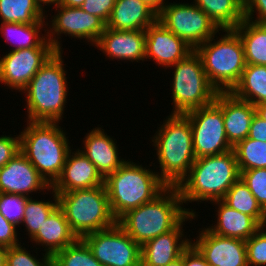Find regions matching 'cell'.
I'll return each mask as SVG.
<instances>
[{
    "label": "cell",
    "instance_id": "8",
    "mask_svg": "<svg viewBox=\"0 0 266 266\" xmlns=\"http://www.w3.org/2000/svg\"><path fill=\"white\" fill-rule=\"evenodd\" d=\"M58 207L64 212L77 238L108 229L117 223L105 185L57 194Z\"/></svg>",
    "mask_w": 266,
    "mask_h": 266
},
{
    "label": "cell",
    "instance_id": "35",
    "mask_svg": "<svg viewBox=\"0 0 266 266\" xmlns=\"http://www.w3.org/2000/svg\"><path fill=\"white\" fill-rule=\"evenodd\" d=\"M27 198L16 194L0 193V213L8 222L18 226L24 218Z\"/></svg>",
    "mask_w": 266,
    "mask_h": 266
},
{
    "label": "cell",
    "instance_id": "16",
    "mask_svg": "<svg viewBox=\"0 0 266 266\" xmlns=\"http://www.w3.org/2000/svg\"><path fill=\"white\" fill-rule=\"evenodd\" d=\"M146 33L145 59L153 60L157 65L173 66L185 59L194 49L184 40L169 31L159 20L148 26Z\"/></svg>",
    "mask_w": 266,
    "mask_h": 266
},
{
    "label": "cell",
    "instance_id": "41",
    "mask_svg": "<svg viewBox=\"0 0 266 266\" xmlns=\"http://www.w3.org/2000/svg\"><path fill=\"white\" fill-rule=\"evenodd\" d=\"M17 227L8 222L5 217L0 213V245L10 248L21 244L18 239Z\"/></svg>",
    "mask_w": 266,
    "mask_h": 266
},
{
    "label": "cell",
    "instance_id": "1",
    "mask_svg": "<svg viewBox=\"0 0 266 266\" xmlns=\"http://www.w3.org/2000/svg\"><path fill=\"white\" fill-rule=\"evenodd\" d=\"M179 190L168 186L153 201L123 214L117 224L141 247L157 236L173 230L188 214L196 211L184 208Z\"/></svg>",
    "mask_w": 266,
    "mask_h": 266
},
{
    "label": "cell",
    "instance_id": "47",
    "mask_svg": "<svg viewBox=\"0 0 266 266\" xmlns=\"http://www.w3.org/2000/svg\"><path fill=\"white\" fill-rule=\"evenodd\" d=\"M256 114L266 121V102L255 105Z\"/></svg>",
    "mask_w": 266,
    "mask_h": 266
},
{
    "label": "cell",
    "instance_id": "48",
    "mask_svg": "<svg viewBox=\"0 0 266 266\" xmlns=\"http://www.w3.org/2000/svg\"><path fill=\"white\" fill-rule=\"evenodd\" d=\"M7 249L8 248L0 245V266H6Z\"/></svg>",
    "mask_w": 266,
    "mask_h": 266
},
{
    "label": "cell",
    "instance_id": "15",
    "mask_svg": "<svg viewBox=\"0 0 266 266\" xmlns=\"http://www.w3.org/2000/svg\"><path fill=\"white\" fill-rule=\"evenodd\" d=\"M191 244L210 266H248L242 239L219 236L206 226Z\"/></svg>",
    "mask_w": 266,
    "mask_h": 266
},
{
    "label": "cell",
    "instance_id": "9",
    "mask_svg": "<svg viewBox=\"0 0 266 266\" xmlns=\"http://www.w3.org/2000/svg\"><path fill=\"white\" fill-rule=\"evenodd\" d=\"M173 109L170 114H182L212 104L218 91L210 84L202 60L195 50L173 66Z\"/></svg>",
    "mask_w": 266,
    "mask_h": 266
},
{
    "label": "cell",
    "instance_id": "23",
    "mask_svg": "<svg viewBox=\"0 0 266 266\" xmlns=\"http://www.w3.org/2000/svg\"><path fill=\"white\" fill-rule=\"evenodd\" d=\"M158 20V14L141 0H115L107 28L114 30H146Z\"/></svg>",
    "mask_w": 266,
    "mask_h": 266
},
{
    "label": "cell",
    "instance_id": "33",
    "mask_svg": "<svg viewBox=\"0 0 266 266\" xmlns=\"http://www.w3.org/2000/svg\"><path fill=\"white\" fill-rule=\"evenodd\" d=\"M52 190V191H51ZM54 197L53 201L36 200L32 197H28L25 205L24 218L21 225L26 226V231L28 232L29 238H32L41 228L42 224L51 215V213L58 207L57 194L54 192L52 187L50 188V193Z\"/></svg>",
    "mask_w": 266,
    "mask_h": 266
},
{
    "label": "cell",
    "instance_id": "19",
    "mask_svg": "<svg viewBox=\"0 0 266 266\" xmlns=\"http://www.w3.org/2000/svg\"><path fill=\"white\" fill-rule=\"evenodd\" d=\"M109 59L125 62L145 61V30H114L105 28L94 45Z\"/></svg>",
    "mask_w": 266,
    "mask_h": 266
},
{
    "label": "cell",
    "instance_id": "32",
    "mask_svg": "<svg viewBox=\"0 0 266 266\" xmlns=\"http://www.w3.org/2000/svg\"><path fill=\"white\" fill-rule=\"evenodd\" d=\"M233 151L240 171L266 168V142L247 137Z\"/></svg>",
    "mask_w": 266,
    "mask_h": 266
},
{
    "label": "cell",
    "instance_id": "39",
    "mask_svg": "<svg viewBox=\"0 0 266 266\" xmlns=\"http://www.w3.org/2000/svg\"><path fill=\"white\" fill-rule=\"evenodd\" d=\"M114 5L115 0H85L80 8L107 23Z\"/></svg>",
    "mask_w": 266,
    "mask_h": 266
},
{
    "label": "cell",
    "instance_id": "24",
    "mask_svg": "<svg viewBox=\"0 0 266 266\" xmlns=\"http://www.w3.org/2000/svg\"><path fill=\"white\" fill-rule=\"evenodd\" d=\"M218 206L217 221L214 226L207 227L211 232L224 237L246 241L262 226L250 215L230 208L222 200L212 201Z\"/></svg>",
    "mask_w": 266,
    "mask_h": 266
},
{
    "label": "cell",
    "instance_id": "7",
    "mask_svg": "<svg viewBox=\"0 0 266 266\" xmlns=\"http://www.w3.org/2000/svg\"><path fill=\"white\" fill-rule=\"evenodd\" d=\"M218 40L214 35L199 45L195 52L200 56L210 84L218 92H231L241 79L245 69L244 46L234 29L222 30ZM215 40V41H214Z\"/></svg>",
    "mask_w": 266,
    "mask_h": 266
},
{
    "label": "cell",
    "instance_id": "5",
    "mask_svg": "<svg viewBox=\"0 0 266 266\" xmlns=\"http://www.w3.org/2000/svg\"><path fill=\"white\" fill-rule=\"evenodd\" d=\"M59 123L27 121L26 128L19 134L20 152L51 186L60 177L71 150L67 134Z\"/></svg>",
    "mask_w": 266,
    "mask_h": 266
},
{
    "label": "cell",
    "instance_id": "37",
    "mask_svg": "<svg viewBox=\"0 0 266 266\" xmlns=\"http://www.w3.org/2000/svg\"><path fill=\"white\" fill-rule=\"evenodd\" d=\"M245 242L248 266H266V227L259 228Z\"/></svg>",
    "mask_w": 266,
    "mask_h": 266
},
{
    "label": "cell",
    "instance_id": "20",
    "mask_svg": "<svg viewBox=\"0 0 266 266\" xmlns=\"http://www.w3.org/2000/svg\"><path fill=\"white\" fill-rule=\"evenodd\" d=\"M68 153L60 177L52 185L56 194L74 190L90 189L104 185V179L95 165L80 151Z\"/></svg>",
    "mask_w": 266,
    "mask_h": 266
},
{
    "label": "cell",
    "instance_id": "42",
    "mask_svg": "<svg viewBox=\"0 0 266 266\" xmlns=\"http://www.w3.org/2000/svg\"><path fill=\"white\" fill-rule=\"evenodd\" d=\"M244 15L250 21L266 23V0H244Z\"/></svg>",
    "mask_w": 266,
    "mask_h": 266
},
{
    "label": "cell",
    "instance_id": "31",
    "mask_svg": "<svg viewBox=\"0 0 266 266\" xmlns=\"http://www.w3.org/2000/svg\"><path fill=\"white\" fill-rule=\"evenodd\" d=\"M222 201L230 208L252 216L261 226L265 225L266 212L241 178L230 187Z\"/></svg>",
    "mask_w": 266,
    "mask_h": 266
},
{
    "label": "cell",
    "instance_id": "43",
    "mask_svg": "<svg viewBox=\"0 0 266 266\" xmlns=\"http://www.w3.org/2000/svg\"><path fill=\"white\" fill-rule=\"evenodd\" d=\"M183 266H210L199 253V251L190 244L183 251Z\"/></svg>",
    "mask_w": 266,
    "mask_h": 266
},
{
    "label": "cell",
    "instance_id": "22",
    "mask_svg": "<svg viewBox=\"0 0 266 266\" xmlns=\"http://www.w3.org/2000/svg\"><path fill=\"white\" fill-rule=\"evenodd\" d=\"M84 139V148H80V151L95 165L103 179L126 161L119 156L117 142L108 136L102 127L93 128Z\"/></svg>",
    "mask_w": 266,
    "mask_h": 266
},
{
    "label": "cell",
    "instance_id": "10",
    "mask_svg": "<svg viewBox=\"0 0 266 266\" xmlns=\"http://www.w3.org/2000/svg\"><path fill=\"white\" fill-rule=\"evenodd\" d=\"M158 20L194 50L222 31L194 3L167 2L158 14Z\"/></svg>",
    "mask_w": 266,
    "mask_h": 266
},
{
    "label": "cell",
    "instance_id": "28",
    "mask_svg": "<svg viewBox=\"0 0 266 266\" xmlns=\"http://www.w3.org/2000/svg\"><path fill=\"white\" fill-rule=\"evenodd\" d=\"M234 30L242 40L246 65L266 66V23L245 18Z\"/></svg>",
    "mask_w": 266,
    "mask_h": 266
},
{
    "label": "cell",
    "instance_id": "30",
    "mask_svg": "<svg viewBox=\"0 0 266 266\" xmlns=\"http://www.w3.org/2000/svg\"><path fill=\"white\" fill-rule=\"evenodd\" d=\"M39 0H0L1 22L33 24L46 20Z\"/></svg>",
    "mask_w": 266,
    "mask_h": 266
},
{
    "label": "cell",
    "instance_id": "40",
    "mask_svg": "<svg viewBox=\"0 0 266 266\" xmlns=\"http://www.w3.org/2000/svg\"><path fill=\"white\" fill-rule=\"evenodd\" d=\"M14 136L15 137L11 135H1L0 137V168L20 152L19 135Z\"/></svg>",
    "mask_w": 266,
    "mask_h": 266
},
{
    "label": "cell",
    "instance_id": "3",
    "mask_svg": "<svg viewBox=\"0 0 266 266\" xmlns=\"http://www.w3.org/2000/svg\"><path fill=\"white\" fill-rule=\"evenodd\" d=\"M62 54L56 51L21 91L26 94L27 121H62L69 92Z\"/></svg>",
    "mask_w": 266,
    "mask_h": 266
},
{
    "label": "cell",
    "instance_id": "27",
    "mask_svg": "<svg viewBox=\"0 0 266 266\" xmlns=\"http://www.w3.org/2000/svg\"><path fill=\"white\" fill-rule=\"evenodd\" d=\"M220 30L235 29L244 19V0H194Z\"/></svg>",
    "mask_w": 266,
    "mask_h": 266
},
{
    "label": "cell",
    "instance_id": "44",
    "mask_svg": "<svg viewBox=\"0 0 266 266\" xmlns=\"http://www.w3.org/2000/svg\"><path fill=\"white\" fill-rule=\"evenodd\" d=\"M248 138L266 142V121L256 113L251 121Z\"/></svg>",
    "mask_w": 266,
    "mask_h": 266
},
{
    "label": "cell",
    "instance_id": "11",
    "mask_svg": "<svg viewBox=\"0 0 266 266\" xmlns=\"http://www.w3.org/2000/svg\"><path fill=\"white\" fill-rule=\"evenodd\" d=\"M184 115L190 121L196 158L218 155L233 149L225 132L223 112L214 102Z\"/></svg>",
    "mask_w": 266,
    "mask_h": 266
},
{
    "label": "cell",
    "instance_id": "18",
    "mask_svg": "<svg viewBox=\"0 0 266 266\" xmlns=\"http://www.w3.org/2000/svg\"><path fill=\"white\" fill-rule=\"evenodd\" d=\"M195 216L198 215L188 214L173 230L141 246V266H166L179 258L193 241L184 236V222L193 220Z\"/></svg>",
    "mask_w": 266,
    "mask_h": 266
},
{
    "label": "cell",
    "instance_id": "45",
    "mask_svg": "<svg viewBox=\"0 0 266 266\" xmlns=\"http://www.w3.org/2000/svg\"><path fill=\"white\" fill-rule=\"evenodd\" d=\"M143 3H146L151 7L157 14L161 12L163 7L166 5V0H141Z\"/></svg>",
    "mask_w": 266,
    "mask_h": 266
},
{
    "label": "cell",
    "instance_id": "29",
    "mask_svg": "<svg viewBox=\"0 0 266 266\" xmlns=\"http://www.w3.org/2000/svg\"><path fill=\"white\" fill-rule=\"evenodd\" d=\"M231 93L254 106L266 102V66L246 65L240 81Z\"/></svg>",
    "mask_w": 266,
    "mask_h": 266
},
{
    "label": "cell",
    "instance_id": "12",
    "mask_svg": "<svg viewBox=\"0 0 266 266\" xmlns=\"http://www.w3.org/2000/svg\"><path fill=\"white\" fill-rule=\"evenodd\" d=\"M82 239L103 266H141V247L117 223Z\"/></svg>",
    "mask_w": 266,
    "mask_h": 266
},
{
    "label": "cell",
    "instance_id": "6",
    "mask_svg": "<svg viewBox=\"0 0 266 266\" xmlns=\"http://www.w3.org/2000/svg\"><path fill=\"white\" fill-rule=\"evenodd\" d=\"M104 185L116 220L153 201L168 187L155 171L128 160L104 179Z\"/></svg>",
    "mask_w": 266,
    "mask_h": 266
},
{
    "label": "cell",
    "instance_id": "21",
    "mask_svg": "<svg viewBox=\"0 0 266 266\" xmlns=\"http://www.w3.org/2000/svg\"><path fill=\"white\" fill-rule=\"evenodd\" d=\"M214 103L223 112L228 142L234 147L248 137L251 121L256 113L255 106L236 98L231 92H218Z\"/></svg>",
    "mask_w": 266,
    "mask_h": 266
},
{
    "label": "cell",
    "instance_id": "26",
    "mask_svg": "<svg viewBox=\"0 0 266 266\" xmlns=\"http://www.w3.org/2000/svg\"><path fill=\"white\" fill-rule=\"evenodd\" d=\"M48 24L45 21H37L33 24L1 22L0 32L5 41L14 45L10 51L28 49L37 46H53L47 39V34L41 31ZM44 26V27H43Z\"/></svg>",
    "mask_w": 266,
    "mask_h": 266
},
{
    "label": "cell",
    "instance_id": "2",
    "mask_svg": "<svg viewBox=\"0 0 266 266\" xmlns=\"http://www.w3.org/2000/svg\"><path fill=\"white\" fill-rule=\"evenodd\" d=\"M240 178V170L232 150L222 154L196 158L189 173L176 186L183 203L222 200Z\"/></svg>",
    "mask_w": 266,
    "mask_h": 266
},
{
    "label": "cell",
    "instance_id": "50",
    "mask_svg": "<svg viewBox=\"0 0 266 266\" xmlns=\"http://www.w3.org/2000/svg\"><path fill=\"white\" fill-rule=\"evenodd\" d=\"M39 2L41 4H43V6L46 4L47 6L49 5H53V4H56L58 2V0H39Z\"/></svg>",
    "mask_w": 266,
    "mask_h": 266
},
{
    "label": "cell",
    "instance_id": "49",
    "mask_svg": "<svg viewBox=\"0 0 266 266\" xmlns=\"http://www.w3.org/2000/svg\"><path fill=\"white\" fill-rule=\"evenodd\" d=\"M166 266H183V252H182V255L179 258H177L174 261L170 262Z\"/></svg>",
    "mask_w": 266,
    "mask_h": 266
},
{
    "label": "cell",
    "instance_id": "25",
    "mask_svg": "<svg viewBox=\"0 0 266 266\" xmlns=\"http://www.w3.org/2000/svg\"><path fill=\"white\" fill-rule=\"evenodd\" d=\"M77 239L65 218L64 212L57 207L30 240L32 243L35 242L37 245L44 246L43 251L52 256L73 244Z\"/></svg>",
    "mask_w": 266,
    "mask_h": 266
},
{
    "label": "cell",
    "instance_id": "34",
    "mask_svg": "<svg viewBox=\"0 0 266 266\" xmlns=\"http://www.w3.org/2000/svg\"><path fill=\"white\" fill-rule=\"evenodd\" d=\"M52 266H103L99 263L86 242L78 238L52 255Z\"/></svg>",
    "mask_w": 266,
    "mask_h": 266
},
{
    "label": "cell",
    "instance_id": "13",
    "mask_svg": "<svg viewBox=\"0 0 266 266\" xmlns=\"http://www.w3.org/2000/svg\"><path fill=\"white\" fill-rule=\"evenodd\" d=\"M56 15L52 16V21L45 30L47 39L53 45L56 51H63L61 46L62 36L65 34L72 38L85 39L90 45H95L100 35L105 31L106 23L98 16L87 13L80 7H66L63 5H54ZM47 31V32H46ZM58 36V37H57ZM57 37V38H56Z\"/></svg>",
    "mask_w": 266,
    "mask_h": 266
},
{
    "label": "cell",
    "instance_id": "4",
    "mask_svg": "<svg viewBox=\"0 0 266 266\" xmlns=\"http://www.w3.org/2000/svg\"><path fill=\"white\" fill-rule=\"evenodd\" d=\"M164 121L151 138L161 169L157 174L168 186H177L196 159L192 130L182 114H170Z\"/></svg>",
    "mask_w": 266,
    "mask_h": 266
},
{
    "label": "cell",
    "instance_id": "46",
    "mask_svg": "<svg viewBox=\"0 0 266 266\" xmlns=\"http://www.w3.org/2000/svg\"><path fill=\"white\" fill-rule=\"evenodd\" d=\"M85 0H58L56 4L53 5H63L66 7H81Z\"/></svg>",
    "mask_w": 266,
    "mask_h": 266
},
{
    "label": "cell",
    "instance_id": "38",
    "mask_svg": "<svg viewBox=\"0 0 266 266\" xmlns=\"http://www.w3.org/2000/svg\"><path fill=\"white\" fill-rule=\"evenodd\" d=\"M240 178L266 212V168L240 171Z\"/></svg>",
    "mask_w": 266,
    "mask_h": 266
},
{
    "label": "cell",
    "instance_id": "14",
    "mask_svg": "<svg viewBox=\"0 0 266 266\" xmlns=\"http://www.w3.org/2000/svg\"><path fill=\"white\" fill-rule=\"evenodd\" d=\"M56 52L53 46L10 51L0 58V82L21 92Z\"/></svg>",
    "mask_w": 266,
    "mask_h": 266
},
{
    "label": "cell",
    "instance_id": "17",
    "mask_svg": "<svg viewBox=\"0 0 266 266\" xmlns=\"http://www.w3.org/2000/svg\"><path fill=\"white\" fill-rule=\"evenodd\" d=\"M51 187L21 152L0 168V193L30 197L32 192Z\"/></svg>",
    "mask_w": 266,
    "mask_h": 266
},
{
    "label": "cell",
    "instance_id": "36",
    "mask_svg": "<svg viewBox=\"0 0 266 266\" xmlns=\"http://www.w3.org/2000/svg\"><path fill=\"white\" fill-rule=\"evenodd\" d=\"M44 254L38 260L19 244L7 249L6 266H52V256L48 253Z\"/></svg>",
    "mask_w": 266,
    "mask_h": 266
}]
</instances>
